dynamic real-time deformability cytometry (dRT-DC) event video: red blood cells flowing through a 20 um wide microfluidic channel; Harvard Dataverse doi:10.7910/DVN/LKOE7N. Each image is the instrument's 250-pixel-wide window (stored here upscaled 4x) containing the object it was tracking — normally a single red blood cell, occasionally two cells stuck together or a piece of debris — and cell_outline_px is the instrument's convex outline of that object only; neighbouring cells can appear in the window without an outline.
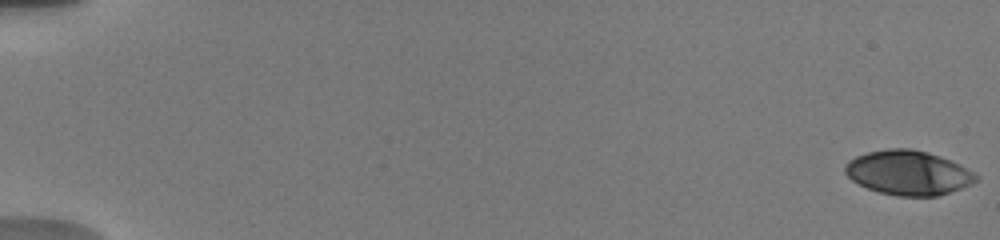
{"species": "human", "species_latin": "Homo sapiens", "temperature_condition": "warm", "stored_images_in_passage": 17, "camera_frame_rate_fps": 3000, "um_per_image_px": 0.085, "donor": {"sex": "male"}, "frame": {"image": 1, "passage_image": 1, "time_ms": 0.0, "image_size_px": [1000, 240], "cell_outline_px": [[980, 180], [960, 188], [936, 196], [896, 196], [880, 192], [868, 188], [852, 180], [844, 172], [844, 164], [848, 160], [856, 156], [868, 152], [888, 148], [912, 148], [928, 152], [940, 156], [960, 164], [980, 176]], "centroid_in_image_um": [77.2, 14.67], "position_along_channel_um": 7.8, "area_um2": 33.99}}
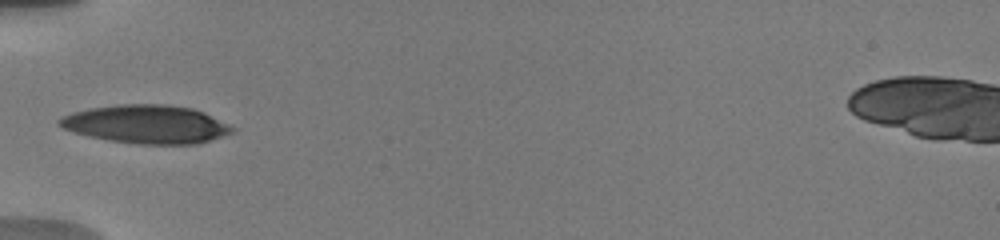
{"frame": {"image": 2, "passage_image": 8, "time_ms": 6.667, "image_size_px": [1000, 240], "cell_outline_px": [[232, 132], [224, 136], [196, 144], [136, 144], [108, 140], [88, 136], [72, 132], [56, 124], [56, 120], [60, 116], [72, 112], [92, 108], [120, 104], [164, 104], [192, 108], [204, 112], [232, 128]], "centroid_in_image_um": [12.36, 10.56], "position_along_channel_um": 72.6, "area_um2": 38.49}}
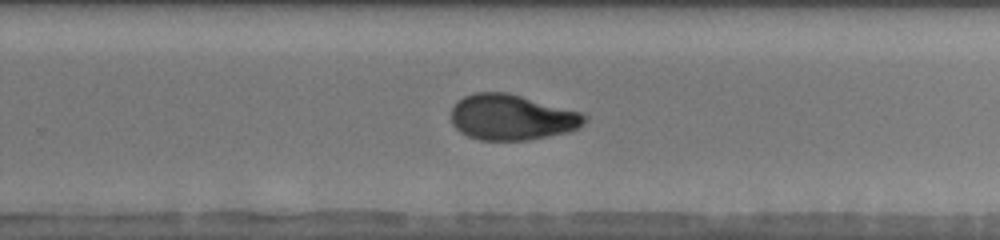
{"frame": {"image": 3, "passage_image": 16, "time_ms": 12.333, "image_size_px": [1000, 240], "cell_outline_px": [[588, 116], [576, 128], [568, 132], [528, 140], [480, 140], [468, 136], [460, 132], [452, 124], [452, 108], [456, 100], [464, 96], [476, 92], [508, 92], [580, 112]], "centroid_in_image_um": [43.45, 9.96], "position_along_channel_um": 286.3, "area_um2": 35.32}}